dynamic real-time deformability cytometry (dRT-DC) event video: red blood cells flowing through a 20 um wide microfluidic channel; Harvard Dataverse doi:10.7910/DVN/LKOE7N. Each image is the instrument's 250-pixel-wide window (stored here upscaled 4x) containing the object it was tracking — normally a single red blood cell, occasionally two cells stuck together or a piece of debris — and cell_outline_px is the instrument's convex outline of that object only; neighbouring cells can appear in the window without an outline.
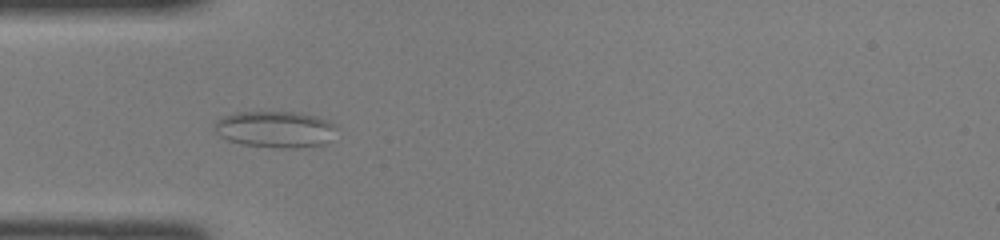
{"species": "common noctule bat (a hibernating species)", "species_latin": "Nyctalus noctula", "temperature_condition": "room temperature", "stored_images_in_passage": 39, "camera_frame_rate_fps": 3000, "um_per_image_px": 0.085, "animal": {"sex": "female", "body_mass_g": 22.0, "forearm_length_mm": 56.7}, "frame": {"image": 1, "passage_image": 7, "time_ms": 2.0, "image_size_px": [1000, 240], "cell_outline_px": [[336, 124], [324, 144], [292, 148], [280, 148], [244, 144], [228, 140], [220, 136], [212, 128], [216, 120], [220, 116], [236, 112], [300, 112], [316, 116], [328, 120]], "centroid_in_image_um": [23.31, 10.97], "position_along_channel_um": 61.7, "area_um2": 25.78}}
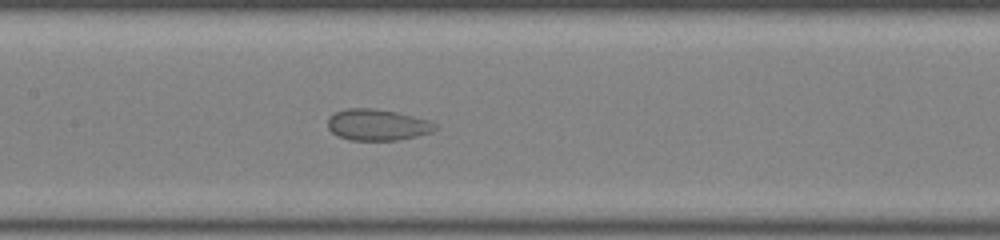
{"frame": {"image": 2, "passage_image": 15, "time_ms": 4.667, "image_size_px": [1000, 240], "cell_outline_px": [[440, 128], [432, 132], [400, 140], [348, 140], [336, 136], [328, 128], [328, 116], [336, 112], [348, 108], [372, 108], [396, 112], [428, 120], [436, 124]], "centroid_in_image_um": [32.07, 10.62], "position_along_channel_um": 175.3, "area_um2": 19.71}}
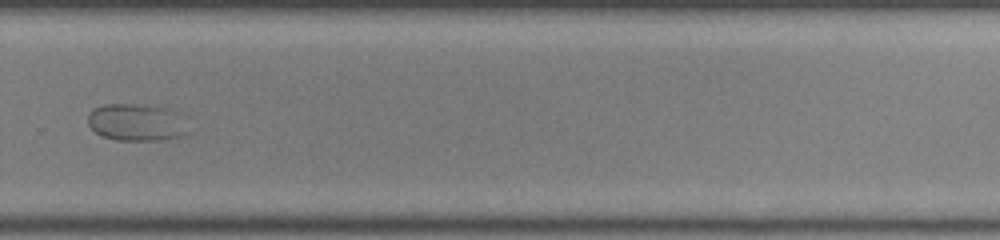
{"frame": {"image": 3, "passage_image": 25, "time_ms": 8.0, "image_size_px": [1000, 240], "cell_outline_px": [[192, 132], [180, 136], [164, 140], [116, 140], [100, 136], [88, 124], [88, 112], [104, 104], [132, 104], [168, 108]], "centroid_in_image_um": [11.55, 10.42], "position_along_channel_um": 318.3, "area_um2": 21.44}}